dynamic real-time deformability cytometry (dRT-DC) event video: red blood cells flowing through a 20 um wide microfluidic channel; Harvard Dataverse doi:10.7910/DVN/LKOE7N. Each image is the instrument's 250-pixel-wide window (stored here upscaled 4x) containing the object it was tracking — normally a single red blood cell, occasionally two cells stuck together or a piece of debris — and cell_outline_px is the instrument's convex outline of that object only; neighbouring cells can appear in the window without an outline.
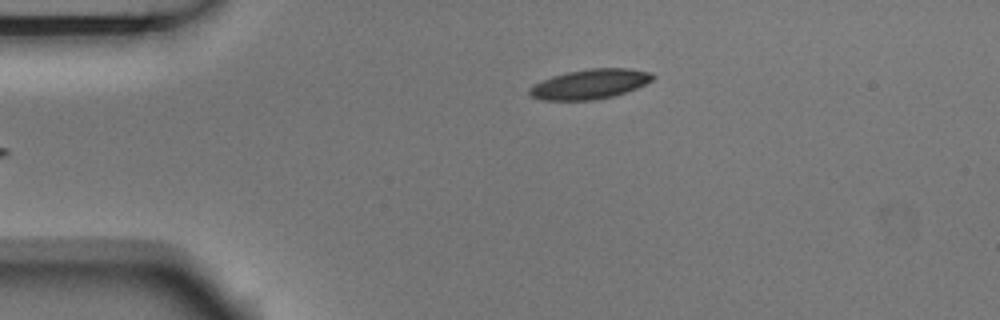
{"species": "Egyptian fruit bat (a non-hibernating species)", "species_latin": "Rousettus aegyptiacus", "temperature_condition": "room temperature", "stored_images_in_passage": 4, "camera_frame_rate_fps": 3000, "um_per_image_px": 0.085, "animal": {"sex": "male"}, "frame": {"image": 1, "passage_image": 4, "time_ms": 1.0, "image_size_px": [1000, 320], "cell_outline_px": [[656, 76], [652, 80], [636, 88], [612, 96], [596, 100], [544, 100], [532, 96], [528, 92], [528, 88], [552, 76], [568, 72], [592, 68], [628, 68], [652, 72]], "centroid_in_image_um": [50.17, 7.14], "position_along_channel_um": 34.8, "area_um2": 21.15}}